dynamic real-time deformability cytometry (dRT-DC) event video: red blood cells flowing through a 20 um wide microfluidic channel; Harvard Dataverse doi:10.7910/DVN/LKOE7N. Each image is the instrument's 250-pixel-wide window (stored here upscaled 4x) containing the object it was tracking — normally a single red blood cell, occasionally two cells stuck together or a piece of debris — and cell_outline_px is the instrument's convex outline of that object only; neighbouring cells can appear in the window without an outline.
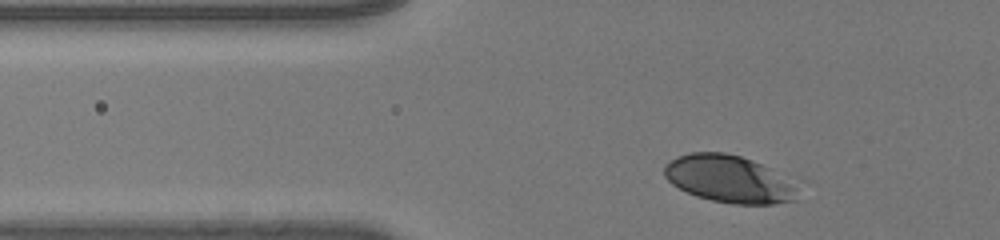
{"species": "human", "species_latin": "Homo sapiens", "temperature_condition": "room temperature", "stored_images_in_passage": 33, "camera_frame_rate_fps": 3000, "um_per_image_px": 0.085, "donor": {"sex": "male"}, "frame": {"image": 1, "passage_image": 4, "time_ms": 1.0, "image_size_px": [1000, 240], "cell_outline_px": [[800, 200], [772, 204], [736, 204], [712, 200], [696, 196], [672, 184], [664, 176], [664, 168], [672, 160], [688, 152], [724, 152], [740, 156], [752, 160], [768, 168], [788, 184], [792, 188]], "centroid_in_image_um": [61.88, 15.22], "position_along_channel_um": 63.9, "area_um2": 35.66}}
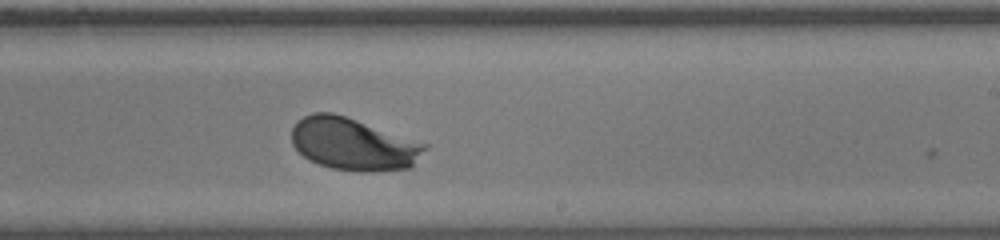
{"frame": {"image": 2, "passage_image": 21, "time_ms": 6.667, "image_size_px": [1000, 240], "cell_outline_px": [[428, 148], [412, 168], [372, 172], [360, 172], [332, 168], [308, 160], [292, 144], [292, 128], [296, 120], [312, 112], [332, 112], [428, 144]], "centroid_in_image_um": [30.05, 12.26], "position_along_channel_um": 259.0, "area_um2": 40.75}}
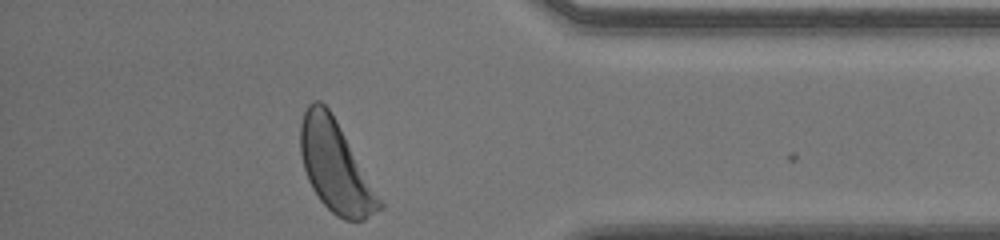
{"frame": {"image": 3, "passage_image": 33, "time_ms": 10.667, "image_size_px": [1000, 240], "cell_outline_px": [[384, 208], [364, 220], [344, 220], [336, 216], [320, 200], [312, 188], [308, 180], [304, 168], [300, 152], [300, 124], [304, 112], [308, 104], [312, 100], [320, 100], [328, 108], [336, 120], [384, 204]], "centroid_in_image_um": [28.5, 14.17], "position_along_channel_um": 406.7, "area_um2": 41.5}, "authors_computed_cell_mechanics": {"area_um2": 38.6682, "velocity_mm_per_s": 3.9894, "shape_relaxation_time_tau1_ms": 1.8498, "shape_relaxation_time_tau2_ms": null, "deformation_change_tau1": 0.1141, "deformation_change_tau2": null}}